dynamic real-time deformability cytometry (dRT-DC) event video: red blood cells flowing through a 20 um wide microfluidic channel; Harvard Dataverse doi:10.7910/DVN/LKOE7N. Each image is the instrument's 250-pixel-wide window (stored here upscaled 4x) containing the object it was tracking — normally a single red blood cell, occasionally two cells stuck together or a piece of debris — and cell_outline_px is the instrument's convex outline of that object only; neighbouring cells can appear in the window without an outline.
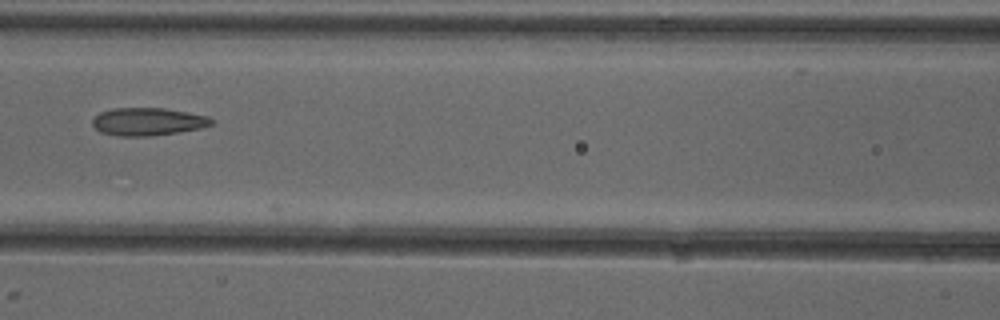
{"species": "common noctule bat (a hibernating species)", "species_latin": "Nyctalus noctula", "temperature_condition": "cold", "stored_images_in_passage": 7, "camera_frame_rate_fps": 3000, "um_per_image_px": 0.085, "animal": {"sex": "female"}, "frame": {"image": 1, "passage_image": 6, "time_ms": 6.667, "image_size_px": [1000, 320], "cell_outline_px": [[216, 120], [212, 124], [200, 128], [152, 136], [116, 136], [100, 132], [92, 124], [92, 120], [100, 112], [112, 108], [164, 108], [188, 112], [208, 116]], "centroid_in_image_um": [12.57, 10.33], "position_along_channel_um": 154.0, "area_um2": 19.31}}